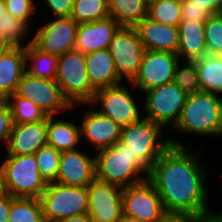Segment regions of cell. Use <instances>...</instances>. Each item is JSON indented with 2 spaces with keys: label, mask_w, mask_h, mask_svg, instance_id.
<instances>
[{
  "label": "cell",
  "mask_w": 222,
  "mask_h": 222,
  "mask_svg": "<svg viewBox=\"0 0 222 222\" xmlns=\"http://www.w3.org/2000/svg\"><path fill=\"white\" fill-rule=\"evenodd\" d=\"M172 130L200 136H222V100L219 95L203 91L188 94Z\"/></svg>",
  "instance_id": "cell-3"
},
{
  "label": "cell",
  "mask_w": 222,
  "mask_h": 222,
  "mask_svg": "<svg viewBox=\"0 0 222 222\" xmlns=\"http://www.w3.org/2000/svg\"><path fill=\"white\" fill-rule=\"evenodd\" d=\"M123 214L146 222H158L167 213L153 183L147 178L122 188Z\"/></svg>",
  "instance_id": "cell-12"
},
{
  "label": "cell",
  "mask_w": 222,
  "mask_h": 222,
  "mask_svg": "<svg viewBox=\"0 0 222 222\" xmlns=\"http://www.w3.org/2000/svg\"><path fill=\"white\" fill-rule=\"evenodd\" d=\"M219 1V13L222 11V0H218Z\"/></svg>",
  "instance_id": "cell-49"
},
{
  "label": "cell",
  "mask_w": 222,
  "mask_h": 222,
  "mask_svg": "<svg viewBox=\"0 0 222 222\" xmlns=\"http://www.w3.org/2000/svg\"><path fill=\"white\" fill-rule=\"evenodd\" d=\"M15 93L36 104L47 116H56L58 112L71 110L56 80L35 77L25 72Z\"/></svg>",
  "instance_id": "cell-14"
},
{
  "label": "cell",
  "mask_w": 222,
  "mask_h": 222,
  "mask_svg": "<svg viewBox=\"0 0 222 222\" xmlns=\"http://www.w3.org/2000/svg\"><path fill=\"white\" fill-rule=\"evenodd\" d=\"M81 139L97 150L111 147L121 138V130L111 118L100 114L95 108L83 114L81 121Z\"/></svg>",
  "instance_id": "cell-17"
},
{
  "label": "cell",
  "mask_w": 222,
  "mask_h": 222,
  "mask_svg": "<svg viewBox=\"0 0 222 222\" xmlns=\"http://www.w3.org/2000/svg\"><path fill=\"white\" fill-rule=\"evenodd\" d=\"M194 5L205 8L211 15L219 14V1L218 0H190Z\"/></svg>",
  "instance_id": "cell-42"
},
{
  "label": "cell",
  "mask_w": 222,
  "mask_h": 222,
  "mask_svg": "<svg viewBox=\"0 0 222 222\" xmlns=\"http://www.w3.org/2000/svg\"><path fill=\"white\" fill-rule=\"evenodd\" d=\"M120 25L107 17L95 22L79 23L74 50L83 54L108 49Z\"/></svg>",
  "instance_id": "cell-19"
},
{
  "label": "cell",
  "mask_w": 222,
  "mask_h": 222,
  "mask_svg": "<svg viewBox=\"0 0 222 222\" xmlns=\"http://www.w3.org/2000/svg\"><path fill=\"white\" fill-rule=\"evenodd\" d=\"M34 154L42 179L46 184L56 182L61 152L50 145H44Z\"/></svg>",
  "instance_id": "cell-33"
},
{
  "label": "cell",
  "mask_w": 222,
  "mask_h": 222,
  "mask_svg": "<svg viewBox=\"0 0 222 222\" xmlns=\"http://www.w3.org/2000/svg\"><path fill=\"white\" fill-rule=\"evenodd\" d=\"M1 166L6 193L13 197H41L47 184L40 176L35 154L7 155Z\"/></svg>",
  "instance_id": "cell-6"
},
{
  "label": "cell",
  "mask_w": 222,
  "mask_h": 222,
  "mask_svg": "<svg viewBox=\"0 0 222 222\" xmlns=\"http://www.w3.org/2000/svg\"><path fill=\"white\" fill-rule=\"evenodd\" d=\"M29 39L25 46L26 72L32 76L56 80L58 57L39 51ZM29 66V67H27Z\"/></svg>",
  "instance_id": "cell-27"
},
{
  "label": "cell",
  "mask_w": 222,
  "mask_h": 222,
  "mask_svg": "<svg viewBox=\"0 0 222 222\" xmlns=\"http://www.w3.org/2000/svg\"><path fill=\"white\" fill-rule=\"evenodd\" d=\"M6 193L5 186H4V177H3V169L0 165V196Z\"/></svg>",
  "instance_id": "cell-46"
},
{
  "label": "cell",
  "mask_w": 222,
  "mask_h": 222,
  "mask_svg": "<svg viewBox=\"0 0 222 222\" xmlns=\"http://www.w3.org/2000/svg\"><path fill=\"white\" fill-rule=\"evenodd\" d=\"M13 124L33 123L44 120L47 115L36 104L19 97L16 93L7 98Z\"/></svg>",
  "instance_id": "cell-29"
},
{
  "label": "cell",
  "mask_w": 222,
  "mask_h": 222,
  "mask_svg": "<svg viewBox=\"0 0 222 222\" xmlns=\"http://www.w3.org/2000/svg\"><path fill=\"white\" fill-rule=\"evenodd\" d=\"M6 5V12L13 17L25 21L30 26V20L37 13L35 0H4Z\"/></svg>",
  "instance_id": "cell-36"
},
{
  "label": "cell",
  "mask_w": 222,
  "mask_h": 222,
  "mask_svg": "<svg viewBox=\"0 0 222 222\" xmlns=\"http://www.w3.org/2000/svg\"><path fill=\"white\" fill-rule=\"evenodd\" d=\"M198 222H222V210L217 213L206 212L198 216Z\"/></svg>",
  "instance_id": "cell-43"
},
{
  "label": "cell",
  "mask_w": 222,
  "mask_h": 222,
  "mask_svg": "<svg viewBox=\"0 0 222 222\" xmlns=\"http://www.w3.org/2000/svg\"><path fill=\"white\" fill-rule=\"evenodd\" d=\"M200 88L203 92L222 95V58L207 53L196 60Z\"/></svg>",
  "instance_id": "cell-26"
},
{
  "label": "cell",
  "mask_w": 222,
  "mask_h": 222,
  "mask_svg": "<svg viewBox=\"0 0 222 222\" xmlns=\"http://www.w3.org/2000/svg\"><path fill=\"white\" fill-rule=\"evenodd\" d=\"M78 26L71 17H55L38 28L31 44L39 51L60 57L74 50Z\"/></svg>",
  "instance_id": "cell-13"
},
{
  "label": "cell",
  "mask_w": 222,
  "mask_h": 222,
  "mask_svg": "<svg viewBox=\"0 0 222 222\" xmlns=\"http://www.w3.org/2000/svg\"><path fill=\"white\" fill-rule=\"evenodd\" d=\"M55 17H70L74 0H44Z\"/></svg>",
  "instance_id": "cell-39"
},
{
  "label": "cell",
  "mask_w": 222,
  "mask_h": 222,
  "mask_svg": "<svg viewBox=\"0 0 222 222\" xmlns=\"http://www.w3.org/2000/svg\"><path fill=\"white\" fill-rule=\"evenodd\" d=\"M92 222H118L123 215L122 188L94 178L87 186Z\"/></svg>",
  "instance_id": "cell-15"
},
{
  "label": "cell",
  "mask_w": 222,
  "mask_h": 222,
  "mask_svg": "<svg viewBox=\"0 0 222 222\" xmlns=\"http://www.w3.org/2000/svg\"><path fill=\"white\" fill-rule=\"evenodd\" d=\"M25 47H9L0 54V98L15 94L26 72Z\"/></svg>",
  "instance_id": "cell-21"
},
{
  "label": "cell",
  "mask_w": 222,
  "mask_h": 222,
  "mask_svg": "<svg viewBox=\"0 0 222 222\" xmlns=\"http://www.w3.org/2000/svg\"><path fill=\"white\" fill-rule=\"evenodd\" d=\"M145 50L168 51L177 54L179 46L178 27L160 24L145 17L135 26Z\"/></svg>",
  "instance_id": "cell-20"
},
{
  "label": "cell",
  "mask_w": 222,
  "mask_h": 222,
  "mask_svg": "<svg viewBox=\"0 0 222 222\" xmlns=\"http://www.w3.org/2000/svg\"><path fill=\"white\" fill-rule=\"evenodd\" d=\"M173 82L187 94L200 92L201 88L197 73L196 60H179L176 65Z\"/></svg>",
  "instance_id": "cell-34"
},
{
  "label": "cell",
  "mask_w": 222,
  "mask_h": 222,
  "mask_svg": "<svg viewBox=\"0 0 222 222\" xmlns=\"http://www.w3.org/2000/svg\"><path fill=\"white\" fill-rule=\"evenodd\" d=\"M86 71L89 83L95 91L122 82L117 75L114 59L108 49L87 53Z\"/></svg>",
  "instance_id": "cell-22"
},
{
  "label": "cell",
  "mask_w": 222,
  "mask_h": 222,
  "mask_svg": "<svg viewBox=\"0 0 222 222\" xmlns=\"http://www.w3.org/2000/svg\"><path fill=\"white\" fill-rule=\"evenodd\" d=\"M13 122L11 109L7 99L0 98V142L7 146Z\"/></svg>",
  "instance_id": "cell-38"
},
{
  "label": "cell",
  "mask_w": 222,
  "mask_h": 222,
  "mask_svg": "<svg viewBox=\"0 0 222 222\" xmlns=\"http://www.w3.org/2000/svg\"><path fill=\"white\" fill-rule=\"evenodd\" d=\"M211 14L205 8L194 5L190 0L181 2V21L205 23Z\"/></svg>",
  "instance_id": "cell-37"
},
{
  "label": "cell",
  "mask_w": 222,
  "mask_h": 222,
  "mask_svg": "<svg viewBox=\"0 0 222 222\" xmlns=\"http://www.w3.org/2000/svg\"><path fill=\"white\" fill-rule=\"evenodd\" d=\"M95 168L96 178L121 188L140 183L150 174V169L120 140L111 147L98 150Z\"/></svg>",
  "instance_id": "cell-2"
},
{
  "label": "cell",
  "mask_w": 222,
  "mask_h": 222,
  "mask_svg": "<svg viewBox=\"0 0 222 222\" xmlns=\"http://www.w3.org/2000/svg\"><path fill=\"white\" fill-rule=\"evenodd\" d=\"M10 45L0 36V54L5 52Z\"/></svg>",
  "instance_id": "cell-47"
},
{
  "label": "cell",
  "mask_w": 222,
  "mask_h": 222,
  "mask_svg": "<svg viewBox=\"0 0 222 222\" xmlns=\"http://www.w3.org/2000/svg\"><path fill=\"white\" fill-rule=\"evenodd\" d=\"M55 119V116H47V145L60 152L79 149L81 128L75 122Z\"/></svg>",
  "instance_id": "cell-24"
},
{
  "label": "cell",
  "mask_w": 222,
  "mask_h": 222,
  "mask_svg": "<svg viewBox=\"0 0 222 222\" xmlns=\"http://www.w3.org/2000/svg\"><path fill=\"white\" fill-rule=\"evenodd\" d=\"M39 199L46 222H58L68 217L88 213L87 187L48 183Z\"/></svg>",
  "instance_id": "cell-7"
},
{
  "label": "cell",
  "mask_w": 222,
  "mask_h": 222,
  "mask_svg": "<svg viewBox=\"0 0 222 222\" xmlns=\"http://www.w3.org/2000/svg\"><path fill=\"white\" fill-rule=\"evenodd\" d=\"M207 53H222V14L211 15L204 26Z\"/></svg>",
  "instance_id": "cell-35"
},
{
  "label": "cell",
  "mask_w": 222,
  "mask_h": 222,
  "mask_svg": "<svg viewBox=\"0 0 222 222\" xmlns=\"http://www.w3.org/2000/svg\"><path fill=\"white\" fill-rule=\"evenodd\" d=\"M47 145V117L33 123L13 124L6 155L34 154Z\"/></svg>",
  "instance_id": "cell-18"
},
{
  "label": "cell",
  "mask_w": 222,
  "mask_h": 222,
  "mask_svg": "<svg viewBox=\"0 0 222 222\" xmlns=\"http://www.w3.org/2000/svg\"><path fill=\"white\" fill-rule=\"evenodd\" d=\"M58 222H92L88 213L62 219Z\"/></svg>",
  "instance_id": "cell-44"
},
{
  "label": "cell",
  "mask_w": 222,
  "mask_h": 222,
  "mask_svg": "<svg viewBox=\"0 0 222 222\" xmlns=\"http://www.w3.org/2000/svg\"><path fill=\"white\" fill-rule=\"evenodd\" d=\"M149 0H108L109 17L120 26L135 27L148 13Z\"/></svg>",
  "instance_id": "cell-25"
},
{
  "label": "cell",
  "mask_w": 222,
  "mask_h": 222,
  "mask_svg": "<svg viewBox=\"0 0 222 222\" xmlns=\"http://www.w3.org/2000/svg\"><path fill=\"white\" fill-rule=\"evenodd\" d=\"M6 13V5L4 0H0V18Z\"/></svg>",
  "instance_id": "cell-48"
},
{
  "label": "cell",
  "mask_w": 222,
  "mask_h": 222,
  "mask_svg": "<svg viewBox=\"0 0 222 222\" xmlns=\"http://www.w3.org/2000/svg\"><path fill=\"white\" fill-rule=\"evenodd\" d=\"M8 222H46L40 199L11 196Z\"/></svg>",
  "instance_id": "cell-28"
},
{
  "label": "cell",
  "mask_w": 222,
  "mask_h": 222,
  "mask_svg": "<svg viewBox=\"0 0 222 222\" xmlns=\"http://www.w3.org/2000/svg\"><path fill=\"white\" fill-rule=\"evenodd\" d=\"M204 26L205 23L195 21L179 23L177 26L179 32L177 55L180 60H197L207 54Z\"/></svg>",
  "instance_id": "cell-23"
},
{
  "label": "cell",
  "mask_w": 222,
  "mask_h": 222,
  "mask_svg": "<svg viewBox=\"0 0 222 222\" xmlns=\"http://www.w3.org/2000/svg\"><path fill=\"white\" fill-rule=\"evenodd\" d=\"M29 28L25 21L13 17L8 12L0 18V36L10 47H25L26 45L22 41L24 38H27L30 32Z\"/></svg>",
  "instance_id": "cell-32"
},
{
  "label": "cell",
  "mask_w": 222,
  "mask_h": 222,
  "mask_svg": "<svg viewBox=\"0 0 222 222\" xmlns=\"http://www.w3.org/2000/svg\"><path fill=\"white\" fill-rule=\"evenodd\" d=\"M147 17L173 27L181 22V2L176 0H149Z\"/></svg>",
  "instance_id": "cell-31"
},
{
  "label": "cell",
  "mask_w": 222,
  "mask_h": 222,
  "mask_svg": "<svg viewBox=\"0 0 222 222\" xmlns=\"http://www.w3.org/2000/svg\"><path fill=\"white\" fill-rule=\"evenodd\" d=\"M186 146L171 145L155 162L148 179L158 192L166 213L199 216L208 211L205 184L209 171L201 156Z\"/></svg>",
  "instance_id": "cell-1"
},
{
  "label": "cell",
  "mask_w": 222,
  "mask_h": 222,
  "mask_svg": "<svg viewBox=\"0 0 222 222\" xmlns=\"http://www.w3.org/2000/svg\"><path fill=\"white\" fill-rule=\"evenodd\" d=\"M76 149L61 152L56 183L87 187L96 177L95 156Z\"/></svg>",
  "instance_id": "cell-16"
},
{
  "label": "cell",
  "mask_w": 222,
  "mask_h": 222,
  "mask_svg": "<svg viewBox=\"0 0 222 222\" xmlns=\"http://www.w3.org/2000/svg\"><path fill=\"white\" fill-rule=\"evenodd\" d=\"M109 52L114 59L118 77L131 82L137 75L145 48L135 27L120 26L111 40ZM124 77V78H123Z\"/></svg>",
  "instance_id": "cell-10"
},
{
  "label": "cell",
  "mask_w": 222,
  "mask_h": 222,
  "mask_svg": "<svg viewBox=\"0 0 222 222\" xmlns=\"http://www.w3.org/2000/svg\"><path fill=\"white\" fill-rule=\"evenodd\" d=\"M164 131L166 130L161 125L142 118L122 128L120 141L129 147L134 157H138L151 170L171 145L186 146L174 138L163 137Z\"/></svg>",
  "instance_id": "cell-4"
},
{
  "label": "cell",
  "mask_w": 222,
  "mask_h": 222,
  "mask_svg": "<svg viewBox=\"0 0 222 222\" xmlns=\"http://www.w3.org/2000/svg\"><path fill=\"white\" fill-rule=\"evenodd\" d=\"M131 91L122 84H116L107 88L99 89L95 92L92 101L89 104L97 106L100 103V114L111 118L120 127H127L143 118V110L138 109L136 99L132 96ZM142 117H141V116Z\"/></svg>",
  "instance_id": "cell-9"
},
{
  "label": "cell",
  "mask_w": 222,
  "mask_h": 222,
  "mask_svg": "<svg viewBox=\"0 0 222 222\" xmlns=\"http://www.w3.org/2000/svg\"><path fill=\"white\" fill-rule=\"evenodd\" d=\"M143 94L145 101L142 106L143 112H146L143 117L167 128V132L170 129L172 131L181 116L188 94L174 82L152 88Z\"/></svg>",
  "instance_id": "cell-8"
},
{
  "label": "cell",
  "mask_w": 222,
  "mask_h": 222,
  "mask_svg": "<svg viewBox=\"0 0 222 222\" xmlns=\"http://www.w3.org/2000/svg\"><path fill=\"white\" fill-rule=\"evenodd\" d=\"M56 81L71 110L74 104H89L96 92L88 80L86 54L77 50L58 57Z\"/></svg>",
  "instance_id": "cell-5"
},
{
  "label": "cell",
  "mask_w": 222,
  "mask_h": 222,
  "mask_svg": "<svg viewBox=\"0 0 222 222\" xmlns=\"http://www.w3.org/2000/svg\"><path fill=\"white\" fill-rule=\"evenodd\" d=\"M158 222H198V216L188 214L167 213Z\"/></svg>",
  "instance_id": "cell-41"
},
{
  "label": "cell",
  "mask_w": 222,
  "mask_h": 222,
  "mask_svg": "<svg viewBox=\"0 0 222 222\" xmlns=\"http://www.w3.org/2000/svg\"><path fill=\"white\" fill-rule=\"evenodd\" d=\"M11 208V195L5 193L0 196V222H8Z\"/></svg>",
  "instance_id": "cell-40"
},
{
  "label": "cell",
  "mask_w": 222,
  "mask_h": 222,
  "mask_svg": "<svg viewBox=\"0 0 222 222\" xmlns=\"http://www.w3.org/2000/svg\"><path fill=\"white\" fill-rule=\"evenodd\" d=\"M70 17L88 23L109 17L108 0H74Z\"/></svg>",
  "instance_id": "cell-30"
},
{
  "label": "cell",
  "mask_w": 222,
  "mask_h": 222,
  "mask_svg": "<svg viewBox=\"0 0 222 222\" xmlns=\"http://www.w3.org/2000/svg\"><path fill=\"white\" fill-rule=\"evenodd\" d=\"M118 222H146V221L123 214Z\"/></svg>",
  "instance_id": "cell-45"
},
{
  "label": "cell",
  "mask_w": 222,
  "mask_h": 222,
  "mask_svg": "<svg viewBox=\"0 0 222 222\" xmlns=\"http://www.w3.org/2000/svg\"><path fill=\"white\" fill-rule=\"evenodd\" d=\"M180 58L168 51L145 50L139 70L129 83L142 94L152 88L174 81L176 65Z\"/></svg>",
  "instance_id": "cell-11"
}]
</instances>
